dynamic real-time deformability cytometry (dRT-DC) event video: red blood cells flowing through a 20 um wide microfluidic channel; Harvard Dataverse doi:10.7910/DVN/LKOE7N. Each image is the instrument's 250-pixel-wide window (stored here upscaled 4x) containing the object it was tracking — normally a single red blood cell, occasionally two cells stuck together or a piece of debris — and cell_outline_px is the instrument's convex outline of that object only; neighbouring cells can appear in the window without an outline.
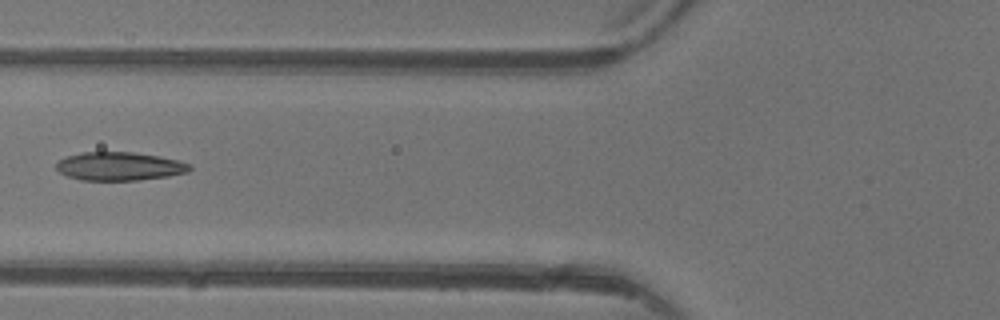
{"species": "common noctule bat (a hibernating species)", "species_latin": "Nyctalus noctula", "temperature_condition": "warm", "stored_images_in_passage": 3, "camera_frame_rate_fps": 3000, "um_per_image_px": 0.085, "animal": {"sex": "female"}, "frame": {"image": 1, "passage_image": 3, "time_ms": 2.333, "image_size_px": [1000, 320], "cell_outline_px": [[192, 168], [188, 172], [168, 176], [136, 180], [80, 180], [68, 176], [60, 172], [56, 168], [56, 164], [64, 156], [80, 152], [132, 152], [160, 156], [192, 164]], "centroid_in_image_um": [10.15, 14.13], "position_along_channel_um": 115.7, "area_um2": 22.14}}